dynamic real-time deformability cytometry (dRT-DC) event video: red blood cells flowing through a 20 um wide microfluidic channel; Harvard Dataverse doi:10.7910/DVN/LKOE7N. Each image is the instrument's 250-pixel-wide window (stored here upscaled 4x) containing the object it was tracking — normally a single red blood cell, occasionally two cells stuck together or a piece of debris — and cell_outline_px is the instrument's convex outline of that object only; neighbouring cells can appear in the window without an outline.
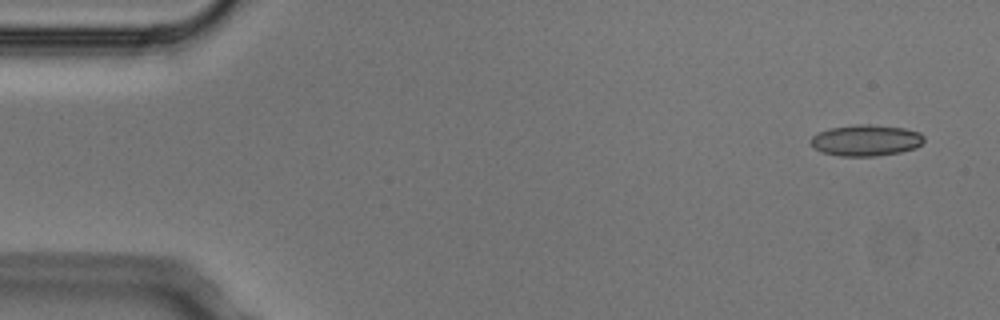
{"species": "Egyptian fruit bat (a non-hibernating species)", "species_latin": "Rousettus aegyptiacus", "temperature_condition": "cold", "stored_images_in_passage": 4, "camera_frame_rate_fps": 3000, "um_per_image_px": 0.085, "animal": {"sex": "male"}, "frame": {"image": 1, "passage_image": 1, "time_ms": 0.0, "image_size_px": [1000, 320], "cell_outline_px": [[924, 140], [916, 148], [900, 152], [876, 156], [840, 156], [824, 152], [816, 148], [812, 144], [812, 136], [816, 132], [828, 128], [860, 124], [868, 124], [904, 128], [920, 132], [924, 136]], "centroid_in_image_um": [73.62, 11.92], "position_along_channel_um": 11.4, "area_um2": 20.52}}
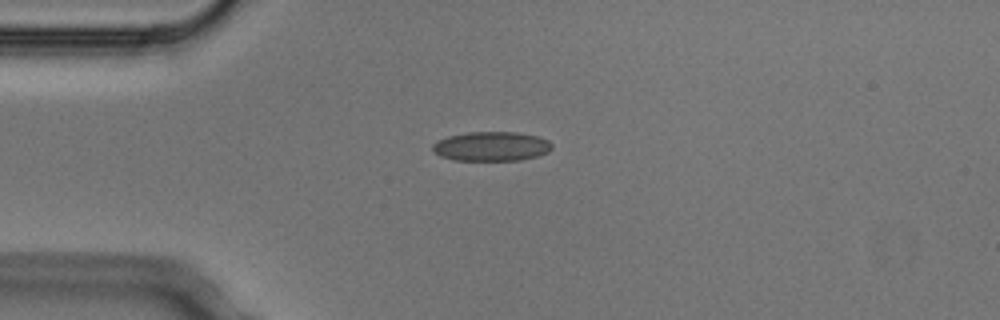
{"frame": {"image": 2, "passage_image": 3, "time_ms": 0.667, "image_size_px": [1000, 320], "cell_outline_px": [[552, 148], [548, 152], [536, 156], [520, 160], [452, 160], [440, 156], [432, 152], [432, 144], [436, 140], [448, 136], [468, 132], [516, 132], [540, 136], [548, 140], [552, 144]], "centroid_in_image_um": [41.74, 12.43], "position_along_channel_um": 43.3, "area_um2": 20.63}}
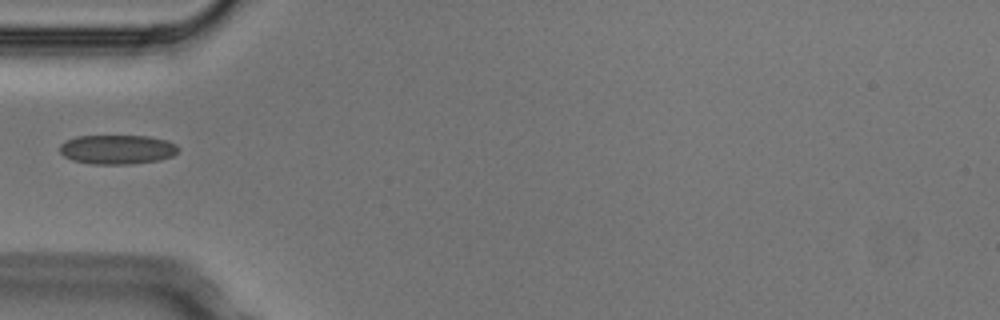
{"frame": {"image": 3, "passage_image": 4, "time_ms": 1.0, "image_size_px": [1000, 320], "cell_outline_px": [[180, 148], [172, 156], [160, 160], [132, 164], [92, 164], [72, 160], [64, 156], [60, 152], [60, 144], [64, 140], [76, 136], [148, 136], [168, 140], [176, 144]], "centroid_in_image_um": [9.96, 12.7], "position_along_channel_um": 75.0, "area_um2": 20.46}}